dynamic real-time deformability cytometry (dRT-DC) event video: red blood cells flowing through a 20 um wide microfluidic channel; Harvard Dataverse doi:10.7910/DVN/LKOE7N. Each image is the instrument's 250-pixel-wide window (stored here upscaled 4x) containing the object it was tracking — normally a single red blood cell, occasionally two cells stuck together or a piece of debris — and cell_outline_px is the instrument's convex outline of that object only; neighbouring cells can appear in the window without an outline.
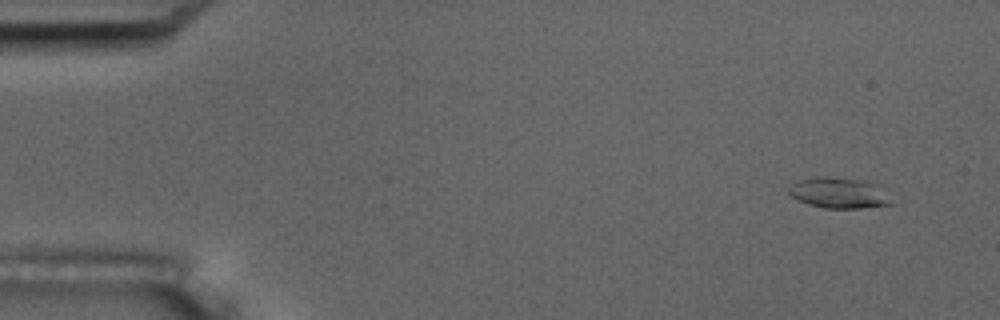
{"species": "common noctule bat (a hibernating species)", "species_latin": "Nyctalus noctula", "temperature_condition": "room temperature", "stored_images_in_passage": 7, "camera_frame_rate_fps": 3000, "um_per_image_px": 0.085, "animal": {"sex": "male", "body_mass_g": 17.5, "forearm_length_mm": 52.3}, "frame": {"image": 1, "passage_image": 2, "time_ms": 1.0, "image_size_px": [1000, 320], "cell_outline_px": [[892, 204], [860, 208], [824, 208], [808, 204], [796, 200], [788, 192], [788, 188], [792, 184], [800, 180], [824, 176], [860, 180], [876, 184]], "centroid_in_image_um": [71.22, 16.41], "position_along_channel_um": 13.8, "area_um2": 17.86}}
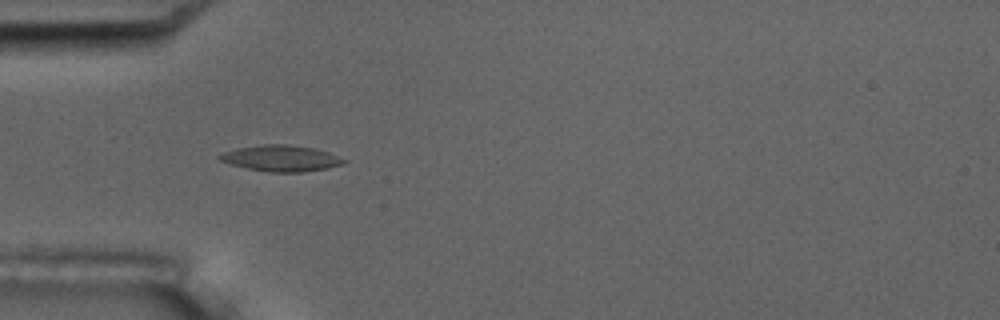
{"frame": {"image": 2, "passage_image": 6, "time_ms": 5.667, "image_size_px": [1000, 320], "cell_outline_px": [[348, 160], [344, 164], [328, 168], [300, 172], [268, 172], [248, 168], [232, 164], [220, 160], [216, 156], [224, 152], [236, 148], [260, 144], [288, 144], [312, 148], [328, 152]], "centroid_in_image_um": [23.9, 13.45], "position_along_channel_um": 61.1, "area_um2": 18.84}}